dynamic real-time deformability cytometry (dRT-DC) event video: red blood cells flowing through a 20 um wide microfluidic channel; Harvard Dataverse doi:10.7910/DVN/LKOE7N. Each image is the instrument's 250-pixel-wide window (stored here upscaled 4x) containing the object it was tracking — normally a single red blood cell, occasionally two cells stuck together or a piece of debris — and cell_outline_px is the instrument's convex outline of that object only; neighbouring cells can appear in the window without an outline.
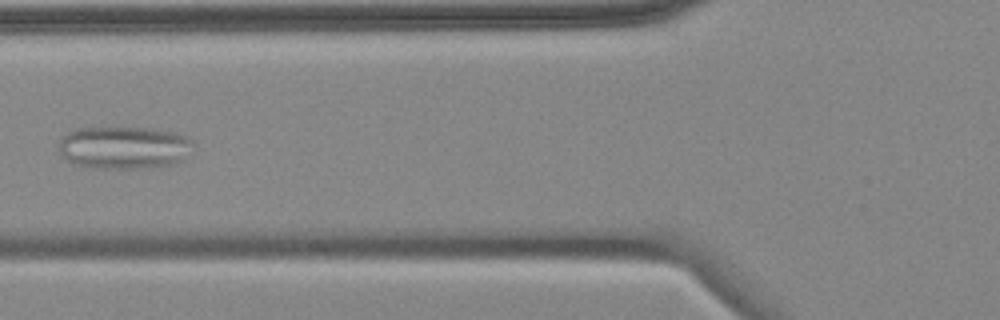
{"species": "common noctule bat (a hibernating species)", "species_latin": "Nyctalus noctula", "temperature_condition": "cold", "stored_images_in_passage": 8, "camera_frame_rate_fps": 3000, "um_per_image_px": 0.085, "animal": {"sex": "female", "body_mass_g": 18.4}, "frame": {"image": 1, "passage_image": 4, "time_ms": 4.667, "image_size_px": [1000, 320], "cell_outline_px": [[192, 144], [180, 160], [168, 164], [148, 168], [96, 168], [76, 164], [68, 160], [60, 152], [60, 140], [68, 132], [76, 128], [148, 128], [172, 132], [184, 136], [192, 140]], "centroid_in_image_um": [10.48, 12.53], "position_along_channel_um": 115.3, "area_um2": 32.6}}